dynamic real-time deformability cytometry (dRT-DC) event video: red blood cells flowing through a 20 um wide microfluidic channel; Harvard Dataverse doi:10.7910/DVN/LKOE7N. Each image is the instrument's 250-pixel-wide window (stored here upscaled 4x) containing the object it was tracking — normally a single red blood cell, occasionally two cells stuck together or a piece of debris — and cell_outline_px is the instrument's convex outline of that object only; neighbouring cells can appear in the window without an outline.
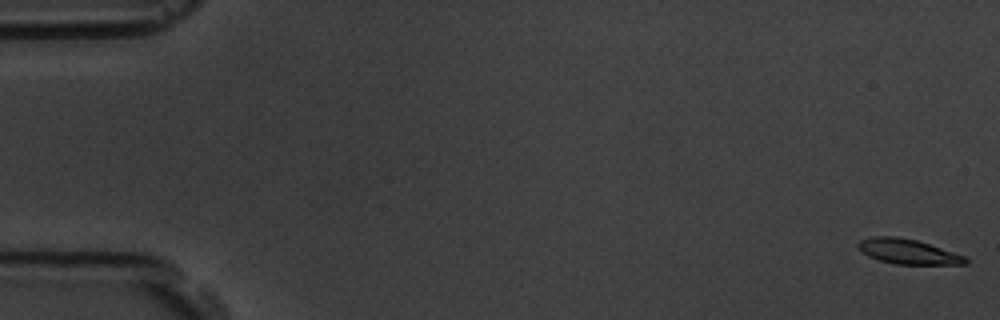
{"species": "common noctule bat (a hibernating species)", "species_latin": "Nyctalus noctula", "temperature_condition": "room temperature", "stored_images_in_passage": 8, "camera_frame_rate_fps": 3000, "um_per_image_px": 0.085, "animal": {"sex": "male", "body_mass_g": 19.5, "forearm_length_mm": 54.6}, "frame": {"image": 1, "passage_image": 1, "time_ms": 0.0, "image_size_px": [1000, 320], "cell_outline_px": [[968, 264], [896, 264], [880, 260], [868, 256], [860, 252], [856, 248], [856, 244], [860, 240], [872, 236], [896, 236], [916, 240], [964, 256], [968, 260]], "centroid_in_image_um": [77.09, 21.37], "position_along_channel_um": 7.9, "area_um2": 15.49}}
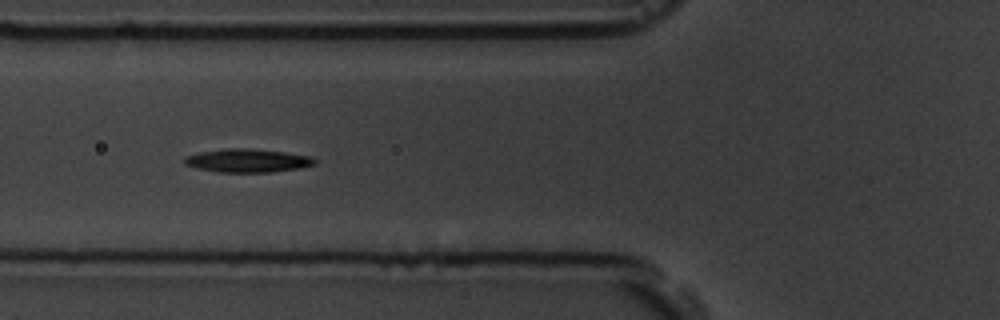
{"frame": {"image": 2, "passage_image": 7, "time_ms": 7.0, "image_size_px": [1000, 320], "cell_outline_px": [[316, 164], [300, 168], [272, 172], [220, 172], [196, 168], [184, 164], [184, 156], [200, 152], [228, 148], [252, 148], [284, 152], [312, 156], [316, 160]], "centroid_in_image_um": [21.05, 13.64], "position_along_channel_um": 104.7, "area_um2": 17.86}}
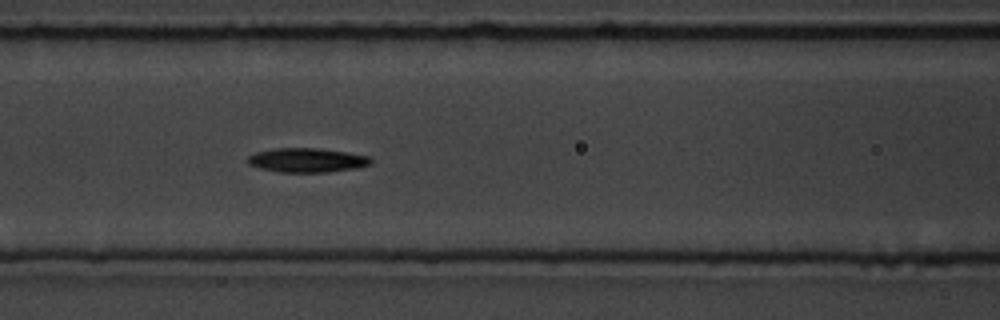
{"frame": {"image": 3, "passage_image": 8, "time_ms": 8.0, "image_size_px": [1000, 320], "cell_outline_px": [[372, 164], [356, 168], [328, 172], [280, 172], [260, 168], [248, 164], [248, 156], [256, 152], [276, 148], [320, 148], [348, 152], [368, 156], [372, 160]], "centroid_in_image_um": [26.11, 13.61], "position_along_channel_um": 140.5, "area_um2": 17.4}}